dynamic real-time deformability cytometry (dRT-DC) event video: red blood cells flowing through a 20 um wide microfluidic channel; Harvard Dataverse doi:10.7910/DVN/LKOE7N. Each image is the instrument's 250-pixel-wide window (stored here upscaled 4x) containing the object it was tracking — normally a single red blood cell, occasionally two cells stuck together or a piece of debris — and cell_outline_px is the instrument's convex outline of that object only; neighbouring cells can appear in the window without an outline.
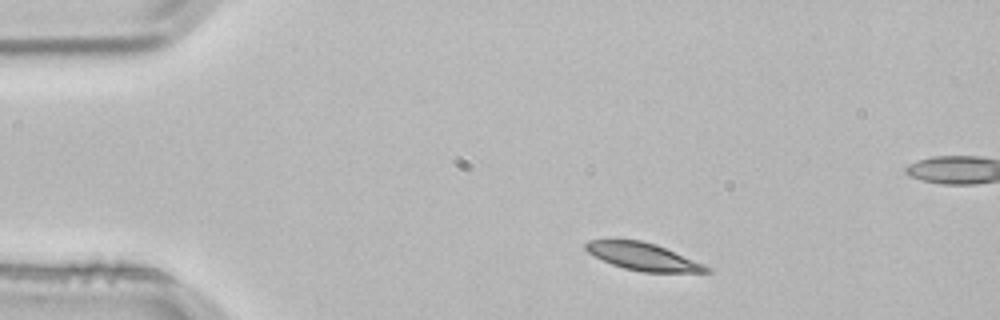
{"species": "common noctule bat (a hibernating species)", "species_latin": "Nyctalus noctula", "temperature_condition": "room temperature", "stored_images_in_passage": 2, "segment_of_instrument_passage": [1, 2], "camera_frame_rate_fps": 3000, "um_per_image_px": 0.085, "animal": {"sex": "male", "body_mass_g": 21.5, "forearm_length_mm": 52.0}, "frame": {"image": 1, "passage_image": 1, "time_ms": 0.0, "image_size_px": [1000, 320], "cell_outline_px": [[712, 272], [644, 272], [624, 268], [612, 264], [588, 252], [584, 248], [584, 244], [588, 240], [640, 240], [656, 244], [704, 264], [712, 268]], "centroid_in_image_um": [54.68, 21.81], "position_along_channel_um": 30.3, "area_um2": 19.07}}